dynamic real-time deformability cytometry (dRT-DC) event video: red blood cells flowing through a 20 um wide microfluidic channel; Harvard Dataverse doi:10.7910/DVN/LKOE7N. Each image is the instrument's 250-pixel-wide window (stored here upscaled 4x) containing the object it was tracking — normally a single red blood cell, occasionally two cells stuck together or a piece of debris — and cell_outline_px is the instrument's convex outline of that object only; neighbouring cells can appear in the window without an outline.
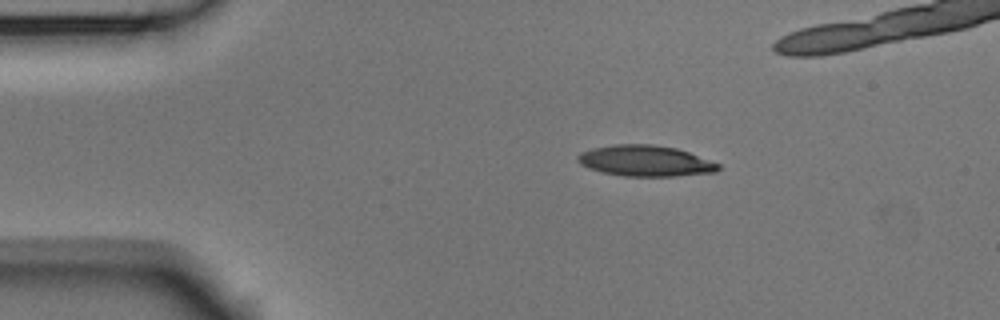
{"species": "Egyptian fruit bat (a non-hibernating species)", "species_latin": "Rousettus aegyptiacus", "temperature_condition": "room temperature", "stored_images_in_passage": 3, "camera_frame_rate_fps": 3000, "um_per_image_px": 0.085, "animal": {"sex": "male"}, "frame": {"image": 1, "passage_image": 1, "time_ms": 0.0, "image_size_px": [1000, 320], "cell_outline_px": [[720, 168], [716, 172], [672, 176], [624, 176], [600, 172], [588, 168], [580, 164], [576, 160], [576, 156], [580, 152], [592, 148], [612, 144], [652, 144], [676, 148], [688, 152], [720, 164]], "centroid_in_image_um": [54.8, 13.67], "position_along_channel_um": 30.2, "area_um2": 25.43}}